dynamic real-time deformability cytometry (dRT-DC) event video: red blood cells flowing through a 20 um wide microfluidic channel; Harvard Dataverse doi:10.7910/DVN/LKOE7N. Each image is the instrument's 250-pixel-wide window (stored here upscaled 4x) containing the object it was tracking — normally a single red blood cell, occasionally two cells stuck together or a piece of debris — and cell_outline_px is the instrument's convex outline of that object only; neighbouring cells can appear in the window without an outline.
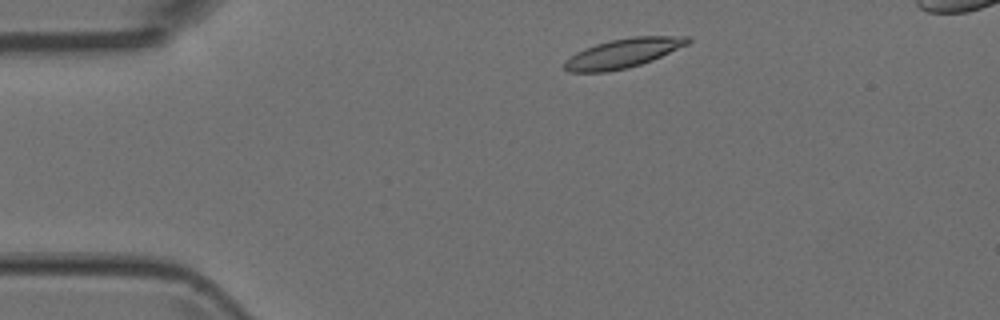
{"species": "Egyptian fruit bat (a non-hibernating species)", "species_latin": "Rousettus aegyptiacus", "temperature_condition": "room temperature", "stored_images_in_passage": 4, "camera_frame_rate_fps": 3000, "um_per_image_px": 0.085, "animal": {"sex": "female"}, "frame": {"image": 1, "passage_image": 1, "time_ms": 0.0, "image_size_px": [1000, 320], "cell_outline_px": [[692, 40], [688, 44], [652, 60], [628, 68], [608, 72], [568, 72], [564, 68], [564, 60], [576, 52], [584, 48], [596, 44], [612, 40], [632, 36], [688, 36]], "centroid_in_image_um": [52.94, 4.52], "position_along_channel_um": 32.1, "area_um2": 21.04}}
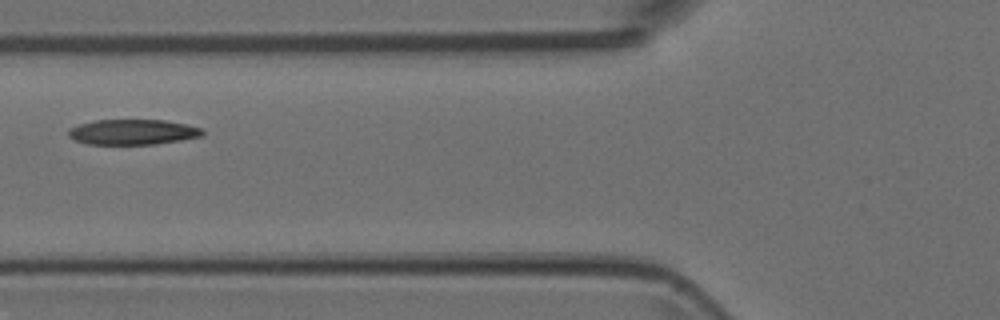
{"frame": {"image": 2, "passage_image": 4, "time_ms": 1.0, "image_size_px": [1000, 320], "cell_outline_px": [[204, 136], [156, 144], [88, 144], [76, 140], [68, 136], [68, 128], [80, 124], [96, 120], [164, 120], [204, 128]], "centroid_in_image_um": [11.31, 11.22], "position_along_channel_um": 114.5, "area_um2": 19.77}}